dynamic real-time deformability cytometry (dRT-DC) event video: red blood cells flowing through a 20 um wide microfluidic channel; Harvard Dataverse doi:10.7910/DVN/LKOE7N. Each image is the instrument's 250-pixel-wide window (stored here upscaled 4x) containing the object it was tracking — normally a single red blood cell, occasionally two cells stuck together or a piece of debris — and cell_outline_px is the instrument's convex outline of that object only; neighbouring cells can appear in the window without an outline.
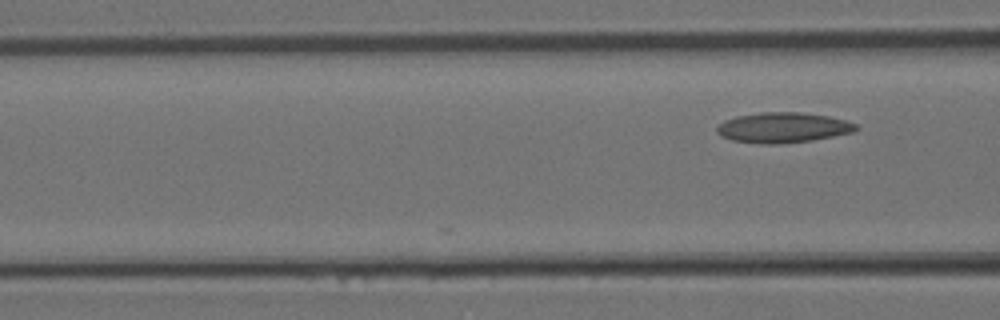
{"species": "Egyptian fruit bat (a non-hibernating species)", "species_latin": "Rousettus aegyptiacus", "temperature_condition": "room temperature", "stored_images_in_passage": 4, "camera_frame_rate_fps": 3000, "um_per_image_px": 0.085, "animal": {"sex": "female"}, "frame": {"image": 1, "passage_image": 4, "time_ms": 1.0, "image_size_px": [1000, 320], "cell_outline_px": [[860, 128], [856, 132], [812, 140], [780, 144], [760, 144], [732, 140], [720, 136], [716, 132], [716, 128], [724, 120], [736, 116], [760, 112], [800, 112], [828, 116], [844, 120], [856, 124]], "centroid_in_image_um": [66.55, 10.85], "position_along_channel_um": 100.0, "area_um2": 24.74}}